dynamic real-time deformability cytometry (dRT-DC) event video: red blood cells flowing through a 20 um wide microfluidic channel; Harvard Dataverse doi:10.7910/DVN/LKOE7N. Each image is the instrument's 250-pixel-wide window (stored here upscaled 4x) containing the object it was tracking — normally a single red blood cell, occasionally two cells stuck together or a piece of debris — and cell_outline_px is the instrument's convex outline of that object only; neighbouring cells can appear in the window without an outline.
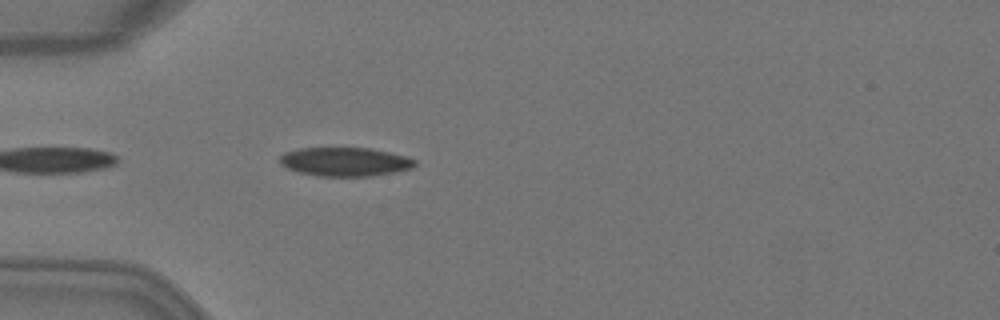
{"species": "Egyptian fruit bat (a non-hibernating species)", "species_latin": "Rousettus aegyptiacus", "temperature_condition": "warm", "stored_images_in_passage": 11, "camera_frame_rate_fps": 3000, "um_per_image_px": 0.085, "animal": {"sex": "female"}, "frame": {"image": 1, "passage_image": 2, "time_ms": 0.333, "image_size_px": [1000, 320], "cell_outline_px": [[416, 164], [412, 168], [396, 172], [368, 176], [320, 176], [300, 172], [288, 168], [280, 164], [280, 156], [284, 152], [300, 148], [368, 148], [388, 152], [404, 156], [416, 160]], "centroid_in_image_um": [29.32, 13.75], "position_along_channel_um": 55.7, "area_um2": 22.48}}
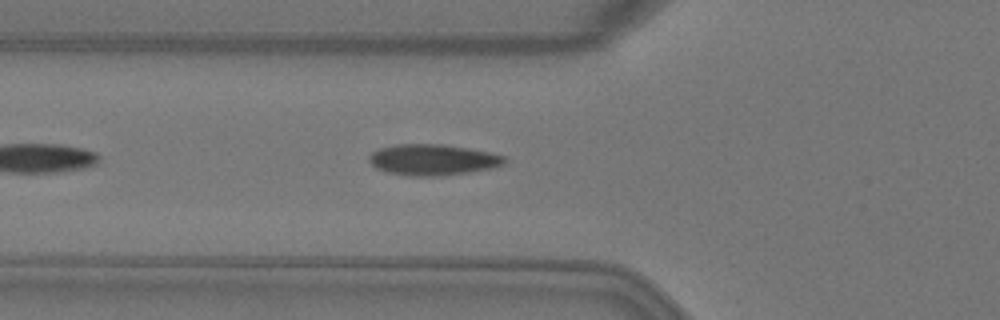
{"frame": {"image": 2, "passage_image": 5, "time_ms": 1.333, "image_size_px": [1000, 320], "cell_outline_px": [[508, 160], [504, 164], [492, 168], [468, 172], [440, 176], [408, 176], [388, 172], [376, 168], [368, 160], [368, 156], [372, 152], [380, 148], [400, 144], [444, 144], [468, 148], [488, 152], [504, 156]], "centroid_in_image_um": [36.79, 13.58], "position_along_channel_um": 89.0, "area_um2": 24.45}}
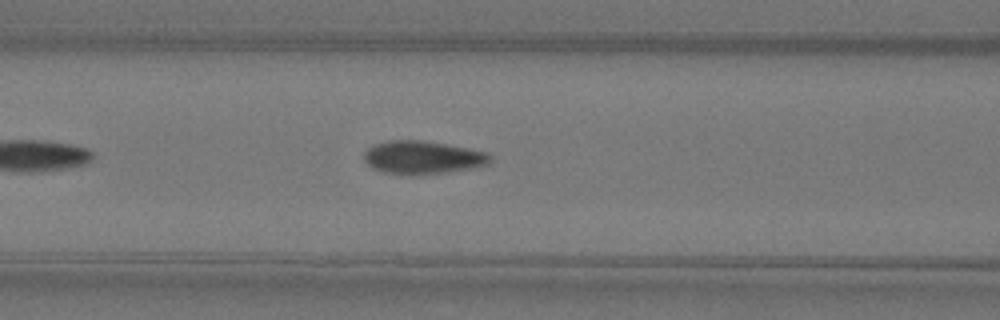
{"frame": {"image": 3, "passage_image": 8, "time_ms": 2.333, "image_size_px": [1000, 320], "cell_outline_px": [[492, 160], [488, 164], [472, 168], [416, 176], [384, 172], [372, 168], [364, 160], [364, 152], [368, 148], [376, 144], [388, 140], [420, 140], [468, 148], [488, 152], [492, 156]], "centroid_in_image_um": [35.93, 13.39], "position_along_channel_um": 130.7, "area_um2": 24.39}}